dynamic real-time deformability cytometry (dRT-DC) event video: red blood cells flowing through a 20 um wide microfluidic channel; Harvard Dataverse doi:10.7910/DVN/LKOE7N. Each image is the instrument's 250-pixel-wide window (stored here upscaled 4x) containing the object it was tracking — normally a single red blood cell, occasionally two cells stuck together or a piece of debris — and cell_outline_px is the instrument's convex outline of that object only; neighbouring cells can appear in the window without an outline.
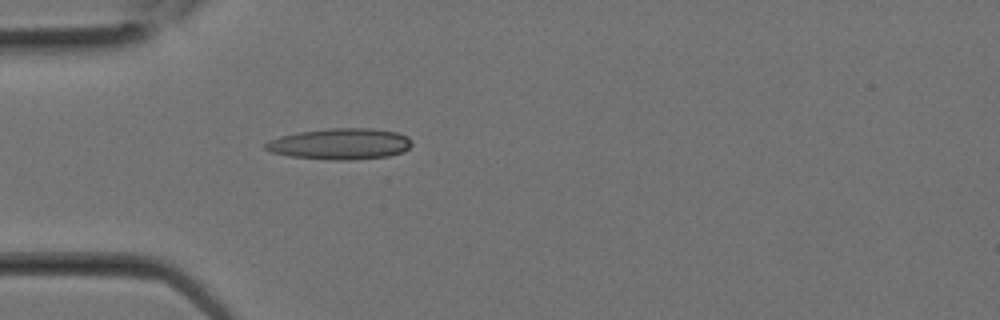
{"species": "Egyptian fruit bat (a non-hibernating species)", "species_latin": "Rousettus aegyptiacus", "temperature_condition": "room temperature", "stored_images_in_passage": 2, "camera_frame_rate_fps": 3000, "um_per_image_px": 0.085, "animal": {"sex": "female"}, "frame": {"image": 1, "passage_image": 2, "time_ms": 0.333, "image_size_px": [1000, 320], "cell_outline_px": [[412, 144], [404, 152], [388, 156], [348, 160], [336, 160], [292, 156], [268, 152], [264, 148], [264, 144], [268, 140], [280, 136], [300, 132], [328, 128], [372, 128], [396, 132], [408, 136], [412, 140]], "centroid_in_image_um": [28.92, 12.22], "position_along_channel_um": 56.1, "area_um2": 26.59}}